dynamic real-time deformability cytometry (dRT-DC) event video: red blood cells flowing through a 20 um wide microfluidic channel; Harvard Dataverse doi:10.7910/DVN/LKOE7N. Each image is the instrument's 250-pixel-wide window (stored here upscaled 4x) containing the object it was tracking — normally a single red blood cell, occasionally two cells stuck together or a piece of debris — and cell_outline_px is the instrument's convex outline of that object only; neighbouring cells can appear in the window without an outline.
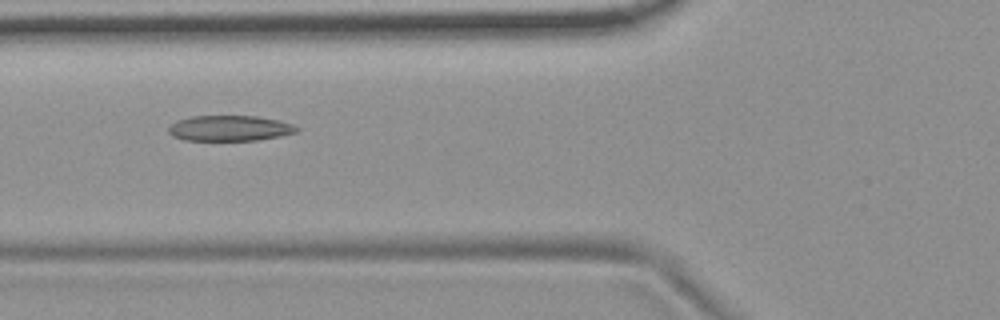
{"species": "common noctule bat (a hibernating species)", "species_latin": "Nyctalus noctula", "temperature_condition": "room temperature", "stored_images_in_passage": 4, "camera_frame_rate_fps": 3000, "um_per_image_px": 0.085, "animal": {"sex": "female", "body_mass_g": 19.9}, "frame": {"image": 1, "passage_image": 3, "time_ms": 2.333, "image_size_px": [1000, 320], "cell_outline_px": [[300, 128], [296, 132], [280, 136], [256, 140], [184, 140], [172, 136], [168, 132], [168, 128], [176, 120], [192, 116], [256, 116], [280, 120], [292, 124]], "centroid_in_image_um": [19.52, 10.89], "position_along_channel_um": 106.3, "area_um2": 19.07}}
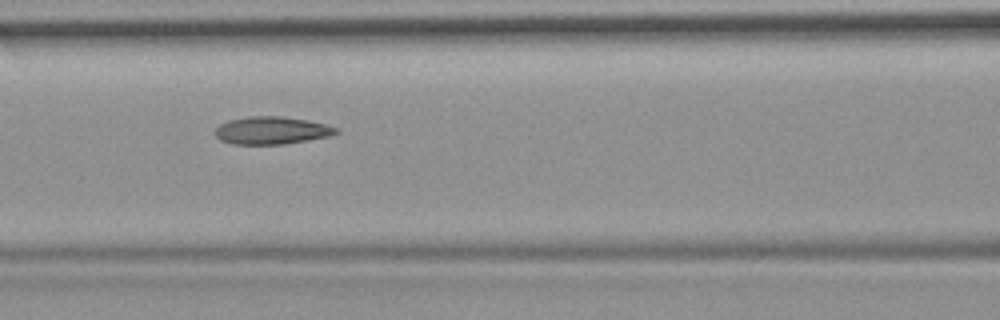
{"frame": {"image": 2, "passage_image": 4, "time_ms": 3.333, "image_size_px": [1000, 320], "cell_outline_px": [[340, 132], [328, 136], [284, 144], [232, 144], [220, 140], [216, 136], [216, 128], [220, 124], [228, 120], [248, 116], [280, 116], [308, 120], [324, 124], [336, 128]], "centroid_in_image_um": [23.06, 11.08], "position_along_channel_um": 143.5, "area_um2": 19.31}}